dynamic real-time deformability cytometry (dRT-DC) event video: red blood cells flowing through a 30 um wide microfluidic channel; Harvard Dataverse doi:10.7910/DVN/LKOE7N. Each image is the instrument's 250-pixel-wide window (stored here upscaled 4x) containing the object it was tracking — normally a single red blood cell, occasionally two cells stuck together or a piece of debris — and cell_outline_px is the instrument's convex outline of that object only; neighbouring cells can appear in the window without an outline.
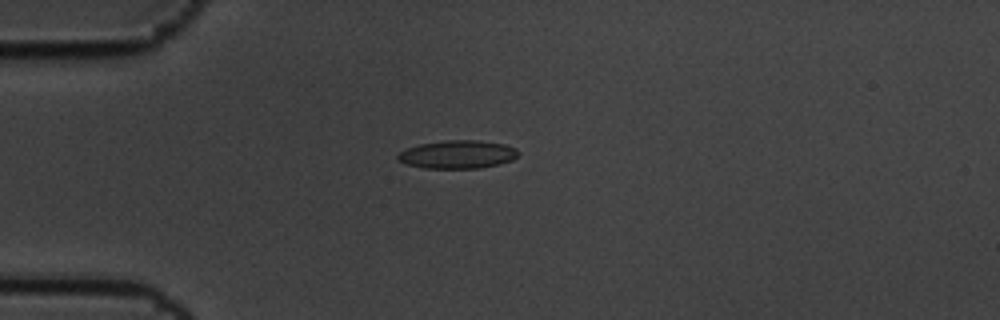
{"species": "common noctule bat (a hibernating species)", "species_latin": "Nyctalus noctula", "temperature_condition": "cold", "stored_images_in_passage": 5, "camera_frame_rate_fps": 3000, "um_per_image_px": 0.085, "animal": {"sex": "male", "body_mass_g": 19.5, "forearm_length_mm": 54.6}, "frame": {"image": 1, "passage_image": 1, "time_ms": 0.0, "image_size_px": [1000, 320], "cell_outline_px": [[520, 152], [512, 160], [480, 168], [424, 168], [408, 164], [396, 160], [396, 156], [400, 152], [408, 148], [420, 144], [448, 140], [476, 140], [504, 144], [516, 148]], "centroid_in_image_um": [38.89, 13.12], "position_along_channel_um": 46.1, "area_um2": 19.59}}
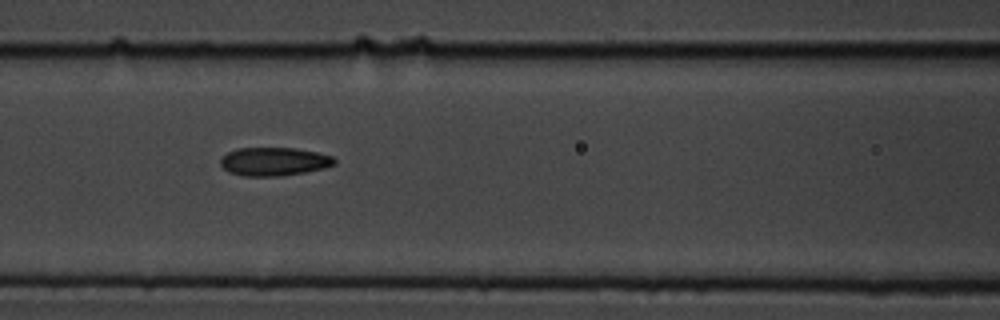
{"frame": {"image": 2, "passage_image": 4, "time_ms": 1.0, "image_size_px": [1000, 320], "cell_outline_px": [[336, 164], [324, 168], [304, 172], [280, 176], [244, 176], [228, 172], [220, 164], [220, 160], [228, 152], [236, 148], [296, 148], [316, 152], [332, 156], [336, 160]], "centroid_in_image_um": [23.29, 13.73], "position_along_channel_um": 143.3, "area_um2": 18.84}}
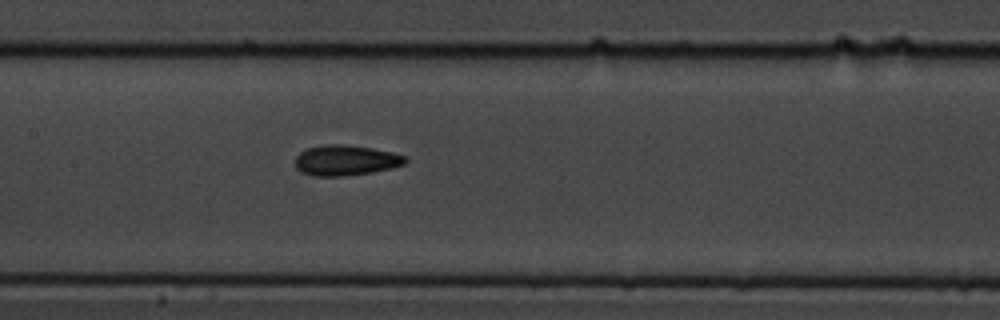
{"frame": {"image": 3, "passage_image": 5, "time_ms": 1.333, "image_size_px": [1000, 320], "cell_outline_px": [[408, 160], [404, 164], [392, 168], [372, 172], [344, 176], [316, 176], [300, 172], [296, 168], [296, 156], [300, 152], [308, 148], [324, 144], [344, 144], [372, 148], [392, 152], [404, 156]], "centroid_in_image_um": [29.38, 13.62], "position_along_channel_um": 178.0, "area_um2": 19.54}}